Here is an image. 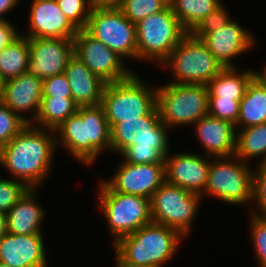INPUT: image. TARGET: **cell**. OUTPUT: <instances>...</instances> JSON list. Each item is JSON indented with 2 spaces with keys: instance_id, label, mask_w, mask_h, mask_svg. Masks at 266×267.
Here are the masks:
<instances>
[{
  "instance_id": "cell-38",
  "label": "cell",
  "mask_w": 266,
  "mask_h": 267,
  "mask_svg": "<svg viewBox=\"0 0 266 267\" xmlns=\"http://www.w3.org/2000/svg\"><path fill=\"white\" fill-rule=\"evenodd\" d=\"M254 173L253 200L259 204V212L252 214L266 218V164H260Z\"/></svg>"
},
{
  "instance_id": "cell-43",
  "label": "cell",
  "mask_w": 266,
  "mask_h": 267,
  "mask_svg": "<svg viewBox=\"0 0 266 267\" xmlns=\"http://www.w3.org/2000/svg\"><path fill=\"white\" fill-rule=\"evenodd\" d=\"M7 234L6 214L0 212V240Z\"/></svg>"
},
{
  "instance_id": "cell-44",
  "label": "cell",
  "mask_w": 266,
  "mask_h": 267,
  "mask_svg": "<svg viewBox=\"0 0 266 267\" xmlns=\"http://www.w3.org/2000/svg\"><path fill=\"white\" fill-rule=\"evenodd\" d=\"M255 77L263 84V86L266 88V66H264V70H262V73L255 72Z\"/></svg>"
},
{
  "instance_id": "cell-4",
  "label": "cell",
  "mask_w": 266,
  "mask_h": 267,
  "mask_svg": "<svg viewBox=\"0 0 266 267\" xmlns=\"http://www.w3.org/2000/svg\"><path fill=\"white\" fill-rule=\"evenodd\" d=\"M182 236L176 229L152 222L120 238L114 249L126 262L161 267L174 256Z\"/></svg>"
},
{
  "instance_id": "cell-12",
  "label": "cell",
  "mask_w": 266,
  "mask_h": 267,
  "mask_svg": "<svg viewBox=\"0 0 266 267\" xmlns=\"http://www.w3.org/2000/svg\"><path fill=\"white\" fill-rule=\"evenodd\" d=\"M84 30L121 58H137L136 24L119 8L93 6Z\"/></svg>"
},
{
  "instance_id": "cell-8",
  "label": "cell",
  "mask_w": 266,
  "mask_h": 267,
  "mask_svg": "<svg viewBox=\"0 0 266 267\" xmlns=\"http://www.w3.org/2000/svg\"><path fill=\"white\" fill-rule=\"evenodd\" d=\"M162 64L171 67L176 80L170 83L176 84L207 85L224 69L201 39L191 33L181 39Z\"/></svg>"
},
{
  "instance_id": "cell-27",
  "label": "cell",
  "mask_w": 266,
  "mask_h": 267,
  "mask_svg": "<svg viewBox=\"0 0 266 267\" xmlns=\"http://www.w3.org/2000/svg\"><path fill=\"white\" fill-rule=\"evenodd\" d=\"M29 61V38L20 36L0 51V77L3 81L27 73Z\"/></svg>"
},
{
  "instance_id": "cell-19",
  "label": "cell",
  "mask_w": 266,
  "mask_h": 267,
  "mask_svg": "<svg viewBox=\"0 0 266 267\" xmlns=\"http://www.w3.org/2000/svg\"><path fill=\"white\" fill-rule=\"evenodd\" d=\"M43 236L7 233L0 240V262L10 267H46Z\"/></svg>"
},
{
  "instance_id": "cell-36",
  "label": "cell",
  "mask_w": 266,
  "mask_h": 267,
  "mask_svg": "<svg viewBox=\"0 0 266 267\" xmlns=\"http://www.w3.org/2000/svg\"><path fill=\"white\" fill-rule=\"evenodd\" d=\"M225 6L221 4L214 11L209 13L190 33L198 39L204 35L220 29L231 19L225 11Z\"/></svg>"
},
{
  "instance_id": "cell-22",
  "label": "cell",
  "mask_w": 266,
  "mask_h": 267,
  "mask_svg": "<svg viewBox=\"0 0 266 267\" xmlns=\"http://www.w3.org/2000/svg\"><path fill=\"white\" fill-rule=\"evenodd\" d=\"M74 102L80 106H96L102 102L106 82L92 73L76 56L69 60L65 71Z\"/></svg>"
},
{
  "instance_id": "cell-13",
  "label": "cell",
  "mask_w": 266,
  "mask_h": 267,
  "mask_svg": "<svg viewBox=\"0 0 266 267\" xmlns=\"http://www.w3.org/2000/svg\"><path fill=\"white\" fill-rule=\"evenodd\" d=\"M73 41L74 55L104 82L122 81L133 74V71L126 69L123 58L109 49L103 42L93 38L84 29L78 30Z\"/></svg>"
},
{
  "instance_id": "cell-18",
  "label": "cell",
  "mask_w": 266,
  "mask_h": 267,
  "mask_svg": "<svg viewBox=\"0 0 266 267\" xmlns=\"http://www.w3.org/2000/svg\"><path fill=\"white\" fill-rule=\"evenodd\" d=\"M251 34L237 22L230 20L220 29L204 35L201 41L224 68H235L232 58L251 49L255 43Z\"/></svg>"
},
{
  "instance_id": "cell-32",
  "label": "cell",
  "mask_w": 266,
  "mask_h": 267,
  "mask_svg": "<svg viewBox=\"0 0 266 267\" xmlns=\"http://www.w3.org/2000/svg\"><path fill=\"white\" fill-rule=\"evenodd\" d=\"M28 123L0 100V148L8 144Z\"/></svg>"
},
{
  "instance_id": "cell-6",
  "label": "cell",
  "mask_w": 266,
  "mask_h": 267,
  "mask_svg": "<svg viewBox=\"0 0 266 267\" xmlns=\"http://www.w3.org/2000/svg\"><path fill=\"white\" fill-rule=\"evenodd\" d=\"M207 85L168 83L157 86V108L161 121L168 127L194 124L208 115Z\"/></svg>"
},
{
  "instance_id": "cell-35",
  "label": "cell",
  "mask_w": 266,
  "mask_h": 267,
  "mask_svg": "<svg viewBox=\"0 0 266 267\" xmlns=\"http://www.w3.org/2000/svg\"><path fill=\"white\" fill-rule=\"evenodd\" d=\"M251 236L260 267H266V218L251 214Z\"/></svg>"
},
{
  "instance_id": "cell-29",
  "label": "cell",
  "mask_w": 266,
  "mask_h": 267,
  "mask_svg": "<svg viewBox=\"0 0 266 267\" xmlns=\"http://www.w3.org/2000/svg\"><path fill=\"white\" fill-rule=\"evenodd\" d=\"M238 133L234 155L244 162L261 155L263 159L260 164H266V123L243 128Z\"/></svg>"
},
{
  "instance_id": "cell-7",
  "label": "cell",
  "mask_w": 266,
  "mask_h": 267,
  "mask_svg": "<svg viewBox=\"0 0 266 267\" xmlns=\"http://www.w3.org/2000/svg\"><path fill=\"white\" fill-rule=\"evenodd\" d=\"M186 34L168 5L136 24L137 58L162 64Z\"/></svg>"
},
{
  "instance_id": "cell-17",
  "label": "cell",
  "mask_w": 266,
  "mask_h": 267,
  "mask_svg": "<svg viewBox=\"0 0 266 267\" xmlns=\"http://www.w3.org/2000/svg\"><path fill=\"white\" fill-rule=\"evenodd\" d=\"M29 15L31 32L23 35L27 38L74 39L78 32L56 0H33Z\"/></svg>"
},
{
  "instance_id": "cell-11",
  "label": "cell",
  "mask_w": 266,
  "mask_h": 267,
  "mask_svg": "<svg viewBox=\"0 0 266 267\" xmlns=\"http://www.w3.org/2000/svg\"><path fill=\"white\" fill-rule=\"evenodd\" d=\"M200 197L203 196L165 181L150 199L152 221L176 229L186 237L191 232Z\"/></svg>"
},
{
  "instance_id": "cell-25",
  "label": "cell",
  "mask_w": 266,
  "mask_h": 267,
  "mask_svg": "<svg viewBox=\"0 0 266 267\" xmlns=\"http://www.w3.org/2000/svg\"><path fill=\"white\" fill-rule=\"evenodd\" d=\"M266 123V88L254 77L240 100L238 121L235 125L243 128Z\"/></svg>"
},
{
  "instance_id": "cell-37",
  "label": "cell",
  "mask_w": 266,
  "mask_h": 267,
  "mask_svg": "<svg viewBox=\"0 0 266 267\" xmlns=\"http://www.w3.org/2000/svg\"><path fill=\"white\" fill-rule=\"evenodd\" d=\"M43 97L73 98L65 73H60L43 80Z\"/></svg>"
},
{
  "instance_id": "cell-9",
  "label": "cell",
  "mask_w": 266,
  "mask_h": 267,
  "mask_svg": "<svg viewBox=\"0 0 266 267\" xmlns=\"http://www.w3.org/2000/svg\"><path fill=\"white\" fill-rule=\"evenodd\" d=\"M99 190V207L115 236L114 243L153 222L148 198L112 191L104 182Z\"/></svg>"
},
{
  "instance_id": "cell-1",
  "label": "cell",
  "mask_w": 266,
  "mask_h": 267,
  "mask_svg": "<svg viewBox=\"0 0 266 267\" xmlns=\"http://www.w3.org/2000/svg\"><path fill=\"white\" fill-rule=\"evenodd\" d=\"M54 132L28 124L0 148V164L15 180L29 188L38 187L51 172L53 153L58 145Z\"/></svg>"
},
{
  "instance_id": "cell-23",
  "label": "cell",
  "mask_w": 266,
  "mask_h": 267,
  "mask_svg": "<svg viewBox=\"0 0 266 267\" xmlns=\"http://www.w3.org/2000/svg\"><path fill=\"white\" fill-rule=\"evenodd\" d=\"M36 190L30 188L6 214L7 233L17 235L42 234L41 222L45 212L35 202Z\"/></svg>"
},
{
  "instance_id": "cell-31",
  "label": "cell",
  "mask_w": 266,
  "mask_h": 267,
  "mask_svg": "<svg viewBox=\"0 0 266 267\" xmlns=\"http://www.w3.org/2000/svg\"><path fill=\"white\" fill-rule=\"evenodd\" d=\"M56 2L78 30L85 29L93 8L92 0H56Z\"/></svg>"
},
{
  "instance_id": "cell-42",
  "label": "cell",
  "mask_w": 266,
  "mask_h": 267,
  "mask_svg": "<svg viewBox=\"0 0 266 267\" xmlns=\"http://www.w3.org/2000/svg\"><path fill=\"white\" fill-rule=\"evenodd\" d=\"M115 254H116L115 256H116V262H117L116 267H148V266L137 265V264H133L130 262H126L116 252Z\"/></svg>"
},
{
  "instance_id": "cell-40",
  "label": "cell",
  "mask_w": 266,
  "mask_h": 267,
  "mask_svg": "<svg viewBox=\"0 0 266 267\" xmlns=\"http://www.w3.org/2000/svg\"><path fill=\"white\" fill-rule=\"evenodd\" d=\"M19 2L20 0H0V21L7 20L3 15L14 9Z\"/></svg>"
},
{
  "instance_id": "cell-28",
  "label": "cell",
  "mask_w": 266,
  "mask_h": 267,
  "mask_svg": "<svg viewBox=\"0 0 266 267\" xmlns=\"http://www.w3.org/2000/svg\"><path fill=\"white\" fill-rule=\"evenodd\" d=\"M221 4L219 0H169V6L187 33Z\"/></svg>"
},
{
  "instance_id": "cell-10",
  "label": "cell",
  "mask_w": 266,
  "mask_h": 267,
  "mask_svg": "<svg viewBox=\"0 0 266 267\" xmlns=\"http://www.w3.org/2000/svg\"><path fill=\"white\" fill-rule=\"evenodd\" d=\"M247 164L249 163L235 155L216 157L210 163L208 182L204 193L236 205L245 204L251 200L253 202L254 172Z\"/></svg>"
},
{
  "instance_id": "cell-24",
  "label": "cell",
  "mask_w": 266,
  "mask_h": 267,
  "mask_svg": "<svg viewBox=\"0 0 266 267\" xmlns=\"http://www.w3.org/2000/svg\"><path fill=\"white\" fill-rule=\"evenodd\" d=\"M236 69L224 68L207 84L209 98H231L237 101L243 98L255 72L249 69L240 73Z\"/></svg>"
},
{
  "instance_id": "cell-45",
  "label": "cell",
  "mask_w": 266,
  "mask_h": 267,
  "mask_svg": "<svg viewBox=\"0 0 266 267\" xmlns=\"http://www.w3.org/2000/svg\"><path fill=\"white\" fill-rule=\"evenodd\" d=\"M2 94H3V80L0 77V100L2 99Z\"/></svg>"
},
{
  "instance_id": "cell-15",
  "label": "cell",
  "mask_w": 266,
  "mask_h": 267,
  "mask_svg": "<svg viewBox=\"0 0 266 267\" xmlns=\"http://www.w3.org/2000/svg\"><path fill=\"white\" fill-rule=\"evenodd\" d=\"M112 179L103 181L112 191L151 199L165 182V163L132 164L123 161Z\"/></svg>"
},
{
  "instance_id": "cell-26",
  "label": "cell",
  "mask_w": 266,
  "mask_h": 267,
  "mask_svg": "<svg viewBox=\"0 0 266 267\" xmlns=\"http://www.w3.org/2000/svg\"><path fill=\"white\" fill-rule=\"evenodd\" d=\"M78 107L73 98L42 97L38 114L31 124L37 123L39 128L56 130L77 112Z\"/></svg>"
},
{
  "instance_id": "cell-34",
  "label": "cell",
  "mask_w": 266,
  "mask_h": 267,
  "mask_svg": "<svg viewBox=\"0 0 266 267\" xmlns=\"http://www.w3.org/2000/svg\"><path fill=\"white\" fill-rule=\"evenodd\" d=\"M240 110V101L231 98H209L208 114L212 117L236 125Z\"/></svg>"
},
{
  "instance_id": "cell-33",
  "label": "cell",
  "mask_w": 266,
  "mask_h": 267,
  "mask_svg": "<svg viewBox=\"0 0 266 267\" xmlns=\"http://www.w3.org/2000/svg\"><path fill=\"white\" fill-rule=\"evenodd\" d=\"M30 188L15 179H0V212L7 214Z\"/></svg>"
},
{
  "instance_id": "cell-46",
  "label": "cell",
  "mask_w": 266,
  "mask_h": 267,
  "mask_svg": "<svg viewBox=\"0 0 266 267\" xmlns=\"http://www.w3.org/2000/svg\"><path fill=\"white\" fill-rule=\"evenodd\" d=\"M0 267H10V266L0 262Z\"/></svg>"
},
{
  "instance_id": "cell-3",
  "label": "cell",
  "mask_w": 266,
  "mask_h": 267,
  "mask_svg": "<svg viewBox=\"0 0 266 267\" xmlns=\"http://www.w3.org/2000/svg\"><path fill=\"white\" fill-rule=\"evenodd\" d=\"M110 131L104 108L99 104L78 107L55 133L75 159L91 165L102 150L111 149Z\"/></svg>"
},
{
  "instance_id": "cell-16",
  "label": "cell",
  "mask_w": 266,
  "mask_h": 267,
  "mask_svg": "<svg viewBox=\"0 0 266 267\" xmlns=\"http://www.w3.org/2000/svg\"><path fill=\"white\" fill-rule=\"evenodd\" d=\"M210 157L193 153H178L165 157V181L192 193L205 195Z\"/></svg>"
},
{
  "instance_id": "cell-5",
  "label": "cell",
  "mask_w": 266,
  "mask_h": 267,
  "mask_svg": "<svg viewBox=\"0 0 266 267\" xmlns=\"http://www.w3.org/2000/svg\"><path fill=\"white\" fill-rule=\"evenodd\" d=\"M139 78L133 73L125 80L106 83L101 105L110 128L118 122L147 116L157 106V87H148Z\"/></svg>"
},
{
  "instance_id": "cell-2",
  "label": "cell",
  "mask_w": 266,
  "mask_h": 267,
  "mask_svg": "<svg viewBox=\"0 0 266 267\" xmlns=\"http://www.w3.org/2000/svg\"><path fill=\"white\" fill-rule=\"evenodd\" d=\"M167 128L156 106L147 116L115 123L110 128L111 150L132 164L165 163L169 154Z\"/></svg>"
},
{
  "instance_id": "cell-20",
  "label": "cell",
  "mask_w": 266,
  "mask_h": 267,
  "mask_svg": "<svg viewBox=\"0 0 266 267\" xmlns=\"http://www.w3.org/2000/svg\"><path fill=\"white\" fill-rule=\"evenodd\" d=\"M43 80L30 73L21 74L18 77L3 81V103L13 112L31 124L39 111L43 97ZM34 111L33 119H27L21 112ZM20 112V113H19Z\"/></svg>"
},
{
  "instance_id": "cell-41",
  "label": "cell",
  "mask_w": 266,
  "mask_h": 267,
  "mask_svg": "<svg viewBox=\"0 0 266 267\" xmlns=\"http://www.w3.org/2000/svg\"><path fill=\"white\" fill-rule=\"evenodd\" d=\"M125 0H92L93 6L100 8H119Z\"/></svg>"
},
{
  "instance_id": "cell-21",
  "label": "cell",
  "mask_w": 266,
  "mask_h": 267,
  "mask_svg": "<svg viewBox=\"0 0 266 267\" xmlns=\"http://www.w3.org/2000/svg\"><path fill=\"white\" fill-rule=\"evenodd\" d=\"M197 137L209 157H231L235 154L236 130L231 122L210 116L194 123Z\"/></svg>"
},
{
  "instance_id": "cell-30",
  "label": "cell",
  "mask_w": 266,
  "mask_h": 267,
  "mask_svg": "<svg viewBox=\"0 0 266 267\" xmlns=\"http://www.w3.org/2000/svg\"><path fill=\"white\" fill-rule=\"evenodd\" d=\"M169 0H125L119 9L133 23L137 24L147 16L164 10Z\"/></svg>"
},
{
  "instance_id": "cell-14",
  "label": "cell",
  "mask_w": 266,
  "mask_h": 267,
  "mask_svg": "<svg viewBox=\"0 0 266 267\" xmlns=\"http://www.w3.org/2000/svg\"><path fill=\"white\" fill-rule=\"evenodd\" d=\"M73 55V39L29 38L27 72L42 80L63 73Z\"/></svg>"
},
{
  "instance_id": "cell-39",
  "label": "cell",
  "mask_w": 266,
  "mask_h": 267,
  "mask_svg": "<svg viewBox=\"0 0 266 267\" xmlns=\"http://www.w3.org/2000/svg\"><path fill=\"white\" fill-rule=\"evenodd\" d=\"M16 29L8 20L0 21V51L10 44H12L21 35L17 33Z\"/></svg>"
}]
</instances>
